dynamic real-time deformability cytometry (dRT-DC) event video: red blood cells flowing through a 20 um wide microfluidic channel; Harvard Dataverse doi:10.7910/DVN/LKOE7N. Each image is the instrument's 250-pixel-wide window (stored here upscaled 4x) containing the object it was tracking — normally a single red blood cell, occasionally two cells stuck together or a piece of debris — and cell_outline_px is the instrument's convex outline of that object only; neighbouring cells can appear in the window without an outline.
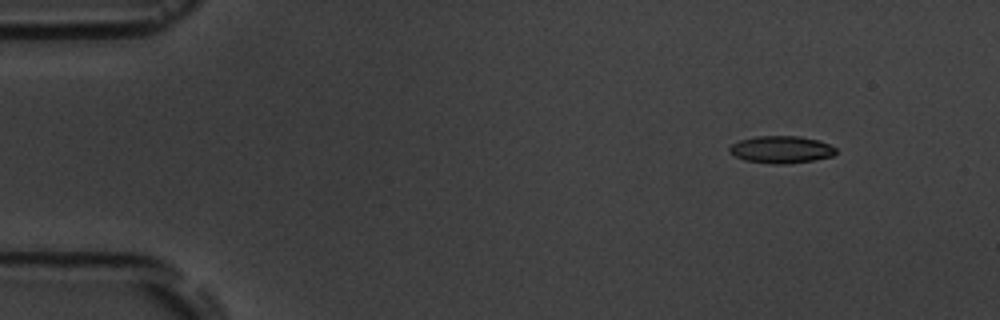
{"species": "common noctule bat (a hibernating species)", "species_latin": "Nyctalus noctula", "temperature_condition": "room temperature", "stored_images_in_passage": 4, "camera_frame_rate_fps": 3000, "um_per_image_px": 0.085, "animal": {"sex": "male", "body_mass_g": 19.5, "forearm_length_mm": 54.6}, "frame": {"image": 1, "passage_image": 1, "time_ms": 0.0, "image_size_px": [1000, 320], "cell_outline_px": [[836, 152], [832, 156], [812, 160], [784, 164], [776, 164], [744, 160], [728, 152], [728, 148], [732, 144], [740, 140], [756, 136], [796, 136], [816, 140], [828, 144], [836, 148]], "centroid_in_image_um": [66.36, 12.71], "position_along_channel_um": 18.6, "area_um2": 16.65}}
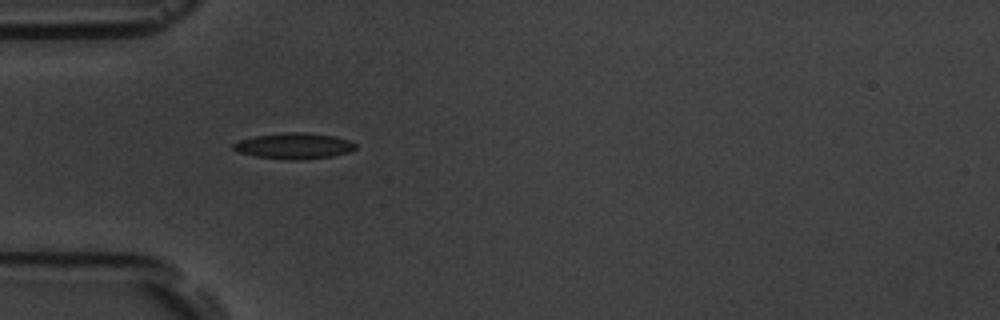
{"frame": {"image": 2, "passage_image": 4, "time_ms": 3.667, "image_size_px": [1000, 320], "cell_outline_px": [[356, 148], [348, 152], [332, 156], [304, 160], [284, 160], [256, 156], [240, 152], [232, 148], [232, 144], [240, 140], [256, 136], [284, 132], [304, 132], [332, 136], [352, 140], [356, 144]], "centroid_in_image_um": [25.02, 12.41], "position_along_channel_um": 60.0, "area_um2": 18.5}}